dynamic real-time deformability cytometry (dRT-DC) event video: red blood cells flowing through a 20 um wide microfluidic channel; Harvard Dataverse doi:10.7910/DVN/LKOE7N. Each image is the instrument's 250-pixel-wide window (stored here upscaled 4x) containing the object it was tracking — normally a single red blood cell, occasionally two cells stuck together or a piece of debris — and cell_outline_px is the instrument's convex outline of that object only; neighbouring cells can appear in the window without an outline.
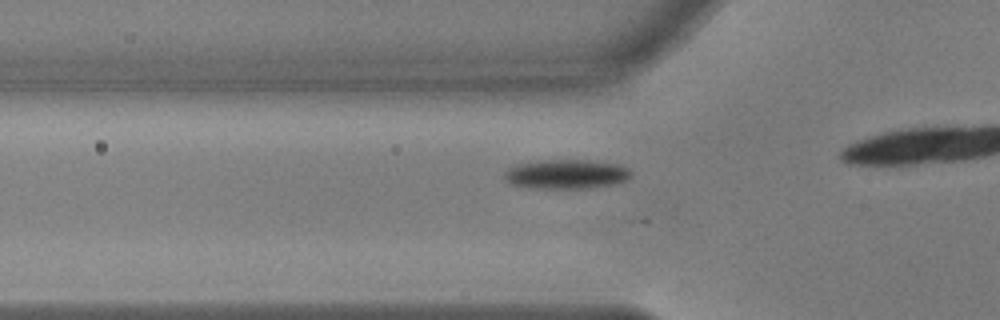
{"species": "common noctule bat (a hibernating species)", "species_latin": "Nyctalus noctula", "temperature_condition": "warm", "stored_images_in_passage": 20, "camera_frame_rate_fps": 3000, "um_per_image_px": 0.085, "animal": {"sex": "male", "body_mass_g": 17.9, "forearm_length_mm": 54.2}, "frame": {"image": 1, "passage_image": 14, "time_ms": 4.333, "image_size_px": [1000, 320], "cell_outline_px": [[632, 176], [628, 180], [616, 184], [588, 188], [532, 188], [512, 184], [504, 180], [504, 172], [508, 168], [516, 164], [544, 160], [588, 160], [620, 164], [628, 168], [632, 172]], "centroid_in_image_um": [48.17, 14.8], "position_along_channel_um": 77.6, "area_um2": 21.91}}
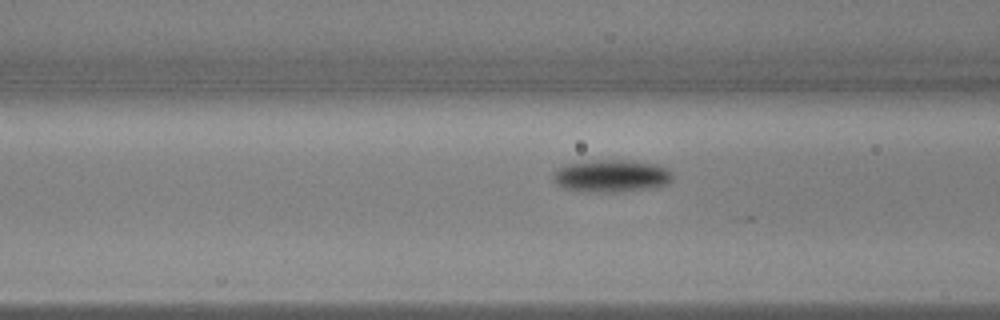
{"frame": {"image": 2, "passage_image": 17, "time_ms": 5.333, "image_size_px": [1000, 320], "cell_outline_px": [[672, 180], [668, 184], [644, 188], [612, 192], [604, 192], [564, 188], [556, 184], [552, 180], [552, 172], [564, 164], [596, 160], [624, 160], [656, 164], [668, 168], [672, 172]], "centroid_in_image_um": [51.94, 14.93], "position_along_channel_um": 114.7, "area_um2": 22.31}}